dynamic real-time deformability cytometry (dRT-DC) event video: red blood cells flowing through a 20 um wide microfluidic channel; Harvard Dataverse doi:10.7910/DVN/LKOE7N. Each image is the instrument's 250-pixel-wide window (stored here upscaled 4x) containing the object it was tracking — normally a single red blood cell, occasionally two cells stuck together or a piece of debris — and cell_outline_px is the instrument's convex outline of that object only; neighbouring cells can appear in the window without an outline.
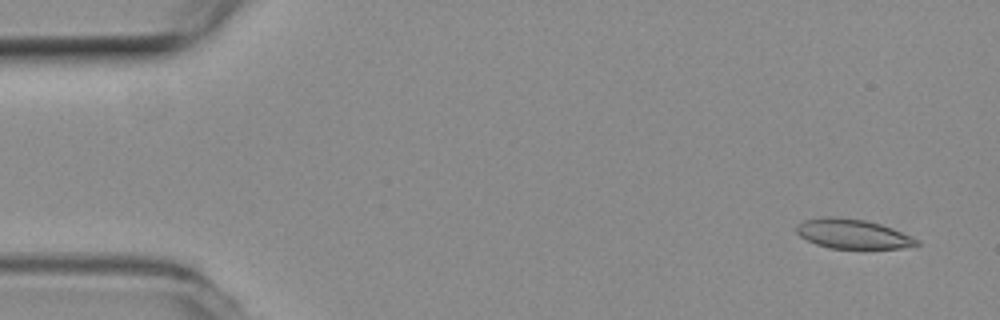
{"species": "common noctule bat (a hibernating species)", "species_latin": "Nyctalus noctula", "temperature_condition": "room temperature", "stored_images_in_passage": 55, "camera_frame_rate_fps": 3000, "um_per_image_px": 0.085, "animal": {"sex": "female", "body_mass_g": 19.3, "forearm_length_mm": 54.1}, "frame": {"image": 1, "passage_image": 3, "time_ms": 0.667, "image_size_px": [1000, 320], "cell_outline_px": [[920, 244], [900, 248], [828, 248], [816, 244], [800, 236], [796, 232], [796, 224], [804, 220], [820, 216], [836, 216], [864, 220], [880, 224], [892, 228], [920, 240]], "centroid_in_image_um": [72.44, 19.86], "position_along_channel_um": 12.6, "area_um2": 20.69}}
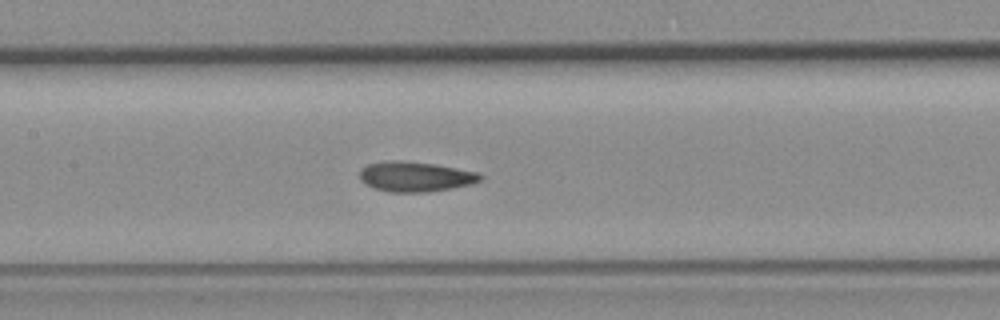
{"frame": {"image": 2, "passage_image": 25, "time_ms": 8.0, "image_size_px": [1000, 320], "cell_outline_px": [[484, 176], [480, 180], [472, 184], [452, 188], [428, 192], [388, 192], [364, 184], [360, 180], [360, 168], [368, 164], [384, 160], [400, 160], [436, 164], [476, 172]], "centroid_in_image_um": [35.27, 15.0], "position_along_channel_um": 172.1, "area_um2": 21.27}}
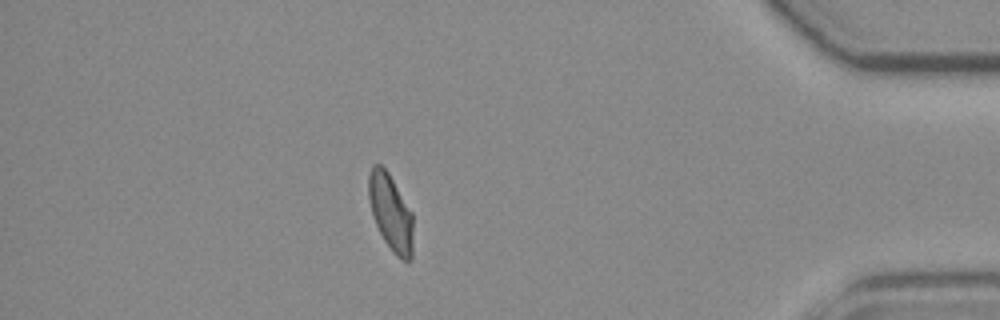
{"frame": {"image": 3, "passage_image": 47, "time_ms": 15.333, "image_size_px": [1000, 320], "cell_outline_px": [[412, 260], [404, 260], [396, 256], [384, 240], [376, 224], [368, 200], [368, 176], [372, 164], [380, 164], [388, 172], [412, 212]], "centroid_in_image_um": [33.19, 18.04], "position_along_channel_um": 402.0, "area_um2": 19.71}, "authors_computed_cell_mechanics": {"area_um2": 20.6924, "velocity_mm_per_s": 3.7835, "shape_relaxation_time_tau1_ms": null, "shape_relaxation_time_tau2_ms": 2.7596, "deformation_change_tau1": null, "deformation_change_tau2": 0.0572}}